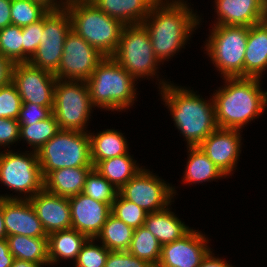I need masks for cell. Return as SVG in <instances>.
I'll return each instance as SVG.
<instances>
[{
	"instance_id": "obj_18",
	"label": "cell",
	"mask_w": 267,
	"mask_h": 267,
	"mask_svg": "<svg viewBox=\"0 0 267 267\" xmlns=\"http://www.w3.org/2000/svg\"><path fill=\"white\" fill-rule=\"evenodd\" d=\"M28 200L47 235L71 228L69 198L53 194L43 188Z\"/></svg>"
},
{
	"instance_id": "obj_41",
	"label": "cell",
	"mask_w": 267,
	"mask_h": 267,
	"mask_svg": "<svg viewBox=\"0 0 267 267\" xmlns=\"http://www.w3.org/2000/svg\"><path fill=\"white\" fill-rule=\"evenodd\" d=\"M146 261L141 260L128 251H109L104 267H149Z\"/></svg>"
},
{
	"instance_id": "obj_39",
	"label": "cell",
	"mask_w": 267,
	"mask_h": 267,
	"mask_svg": "<svg viewBox=\"0 0 267 267\" xmlns=\"http://www.w3.org/2000/svg\"><path fill=\"white\" fill-rule=\"evenodd\" d=\"M44 28V16L37 22L22 27L23 35V63H28L29 59L36 52L41 43V36Z\"/></svg>"
},
{
	"instance_id": "obj_12",
	"label": "cell",
	"mask_w": 267,
	"mask_h": 267,
	"mask_svg": "<svg viewBox=\"0 0 267 267\" xmlns=\"http://www.w3.org/2000/svg\"><path fill=\"white\" fill-rule=\"evenodd\" d=\"M118 193L123 198L137 204L147 213L160 211L169 205L171 206V200L176 195L175 188L152 174L150 170L143 168L124 184Z\"/></svg>"
},
{
	"instance_id": "obj_45",
	"label": "cell",
	"mask_w": 267,
	"mask_h": 267,
	"mask_svg": "<svg viewBox=\"0 0 267 267\" xmlns=\"http://www.w3.org/2000/svg\"><path fill=\"white\" fill-rule=\"evenodd\" d=\"M11 0H0V29L12 25Z\"/></svg>"
},
{
	"instance_id": "obj_14",
	"label": "cell",
	"mask_w": 267,
	"mask_h": 267,
	"mask_svg": "<svg viewBox=\"0 0 267 267\" xmlns=\"http://www.w3.org/2000/svg\"><path fill=\"white\" fill-rule=\"evenodd\" d=\"M56 81L53 73L29 63L13 64L11 82L17 88L22 103L53 107Z\"/></svg>"
},
{
	"instance_id": "obj_17",
	"label": "cell",
	"mask_w": 267,
	"mask_h": 267,
	"mask_svg": "<svg viewBox=\"0 0 267 267\" xmlns=\"http://www.w3.org/2000/svg\"><path fill=\"white\" fill-rule=\"evenodd\" d=\"M69 203L71 228L88 238L95 239L111 214V206L108 203L94 200L84 193L69 197Z\"/></svg>"
},
{
	"instance_id": "obj_43",
	"label": "cell",
	"mask_w": 267,
	"mask_h": 267,
	"mask_svg": "<svg viewBox=\"0 0 267 267\" xmlns=\"http://www.w3.org/2000/svg\"><path fill=\"white\" fill-rule=\"evenodd\" d=\"M13 63L0 54V87L8 85L12 80Z\"/></svg>"
},
{
	"instance_id": "obj_13",
	"label": "cell",
	"mask_w": 267,
	"mask_h": 267,
	"mask_svg": "<svg viewBox=\"0 0 267 267\" xmlns=\"http://www.w3.org/2000/svg\"><path fill=\"white\" fill-rule=\"evenodd\" d=\"M105 58L73 30L65 39L63 55L57 72V79L86 81L97 65Z\"/></svg>"
},
{
	"instance_id": "obj_37",
	"label": "cell",
	"mask_w": 267,
	"mask_h": 267,
	"mask_svg": "<svg viewBox=\"0 0 267 267\" xmlns=\"http://www.w3.org/2000/svg\"><path fill=\"white\" fill-rule=\"evenodd\" d=\"M94 238H89L82 246L75 261V267H104L109 251L103 244H94Z\"/></svg>"
},
{
	"instance_id": "obj_26",
	"label": "cell",
	"mask_w": 267,
	"mask_h": 267,
	"mask_svg": "<svg viewBox=\"0 0 267 267\" xmlns=\"http://www.w3.org/2000/svg\"><path fill=\"white\" fill-rule=\"evenodd\" d=\"M88 134L94 167L105 159L129 154L127 141L120 131L107 129L95 135L90 132Z\"/></svg>"
},
{
	"instance_id": "obj_33",
	"label": "cell",
	"mask_w": 267,
	"mask_h": 267,
	"mask_svg": "<svg viewBox=\"0 0 267 267\" xmlns=\"http://www.w3.org/2000/svg\"><path fill=\"white\" fill-rule=\"evenodd\" d=\"M49 9L35 0H11L12 25L24 27L39 21Z\"/></svg>"
},
{
	"instance_id": "obj_47",
	"label": "cell",
	"mask_w": 267,
	"mask_h": 267,
	"mask_svg": "<svg viewBox=\"0 0 267 267\" xmlns=\"http://www.w3.org/2000/svg\"><path fill=\"white\" fill-rule=\"evenodd\" d=\"M35 1L42 3L49 10H59L64 8V4L62 3V1L58 2L57 0H35Z\"/></svg>"
},
{
	"instance_id": "obj_9",
	"label": "cell",
	"mask_w": 267,
	"mask_h": 267,
	"mask_svg": "<svg viewBox=\"0 0 267 267\" xmlns=\"http://www.w3.org/2000/svg\"><path fill=\"white\" fill-rule=\"evenodd\" d=\"M111 57L135 80L156 76L157 66L160 64L154 54L149 34L142 24L124 26L118 47Z\"/></svg>"
},
{
	"instance_id": "obj_7",
	"label": "cell",
	"mask_w": 267,
	"mask_h": 267,
	"mask_svg": "<svg viewBox=\"0 0 267 267\" xmlns=\"http://www.w3.org/2000/svg\"><path fill=\"white\" fill-rule=\"evenodd\" d=\"M36 153L43 178L62 168L93 166L87 132L60 130Z\"/></svg>"
},
{
	"instance_id": "obj_40",
	"label": "cell",
	"mask_w": 267,
	"mask_h": 267,
	"mask_svg": "<svg viewBox=\"0 0 267 267\" xmlns=\"http://www.w3.org/2000/svg\"><path fill=\"white\" fill-rule=\"evenodd\" d=\"M53 107H42L33 103H22L18 122L20 125H32L48 118L52 114Z\"/></svg>"
},
{
	"instance_id": "obj_35",
	"label": "cell",
	"mask_w": 267,
	"mask_h": 267,
	"mask_svg": "<svg viewBox=\"0 0 267 267\" xmlns=\"http://www.w3.org/2000/svg\"><path fill=\"white\" fill-rule=\"evenodd\" d=\"M94 200L108 203L112 206L118 190L105 179L95 168L86 177L83 192Z\"/></svg>"
},
{
	"instance_id": "obj_31",
	"label": "cell",
	"mask_w": 267,
	"mask_h": 267,
	"mask_svg": "<svg viewBox=\"0 0 267 267\" xmlns=\"http://www.w3.org/2000/svg\"><path fill=\"white\" fill-rule=\"evenodd\" d=\"M161 243L145 226L134 229L132 240L128 248L135 257L157 266L161 255Z\"/></svg>"
},
{
	"instance_id": "obj_50",
	"label": "cell",
	"mask_w": 267,
	"mask_h": 267,
	"mask_svg": "<svg viewBox=\"0 0 267 267\" xmlns=\"http://www.w3.org/2000/svg\"><path fill=\"white\" fill-rule=\"evenodd\" d=\"M61 1L64 4V6H67L69 4L76 3V2H91L92 0H61Z\"/></svg>"
},
{
	"instance_id": "obj_21",
	"label": "cell",
	"mask_w": 267,
	"mask_h": 267,
	"mask_svg": "<svg viewBox=\"0 0 267 267\" xmlns=\"http://www.w3.org/2000/svg\"><path fill=\"white\" fill-rule=\"evenodd\" d=\"M267 69V19L249 27L244 77L261 79Z\"/></svg>"
},
{
	"instance_id": "obj_20",
	"label": "cell",
	"mask_w": 267,
	"mask_h": 267,
	"mask_svg": "<svg viewBox=\"0 0 267 267\" xmlns=\"http://www.w3.org/2000/svg\"><path fill=\"white\" fill-rule=\"evenodd\" d=\"M214 25L252 26L267 19L263 0H215Z\"/></svg>"
},
{
	"instance_id": "obj_16",
	"label": "cell",
	"mask_w": 267,
	"mask_h": 267,
	"mask_svg": "<svg viewBox=\"0 0 267 267\" xmlns=\"http://www.w3.org/2000/svg\"><path fill=\"white\" fill-rule=\"evenodd\" d=\"M240 131L217 127L198 145L225 176L231 175L237 167L242 145Z\"/></svg>"
},
{
	"instance_id": "obj_1",
	"label": "cell",
	"mask_w": 267,
	"mask_h": 267,
	"mask_svg": "<svg viewBox=\"0 0 267 267\" xmlns=\"http://www.w3.org/2000/svg\"><path fill=\"white\" fill-rule=\"evenodd\" d=\"M169 1L158 0L141 23L149 34L154 54L159 62L170 59L179 52L201 20L189 8L186 1Z\"/></svg>"
},
{
	"instance_id": "obj_3",
	"label": "cell",
	"mask_w": 267,
	"mask_h": 267,
	"mask_svg": "<svg viewBox=\"0 0 267 267\" xmlns=\"http://www.w3.org/2000/svg\"><path fill=\"white\" fill-rule=\"evenodd\" d=\"M159 83L162 99L168 105L174 124L186 138L187 146H198L218 127L213 98L204 100L193 90L163 80Z\"/></svg>"
},
{
	"instance_id": "obj_49",
	"label": "cell",
	"mask_w": 267,
	"mask_h": 267,
	"mask_svg": "<svg viewBox=\"0 0 267 267\" xmlns=\"http://www.w3.org/2000/svg\"><path fill=\"white\" fill-rule=\"evenodd\" d=\"M42 266H43L42 264H37L34 262L15 258L11 267H42Z\"/></svg>"
},
{
	"instance_id": "obj_48",
	"label": "cell",
	"mask_w": 267,
	"mask_h": 267,
	"mask_svg": "<svg viewBox=\"0 0 267 267\" xmlns=\"http://www.w3.org/2000/svg\"><path fill=\"white\" fill-rule=\"evenodd\" d=\"M7 237L3 216V199L0 198V240Z\"/></svg>"
},
{
	"instance_id": "obj_51",
	"label": "cell",
	"mask_w": 267,
	"mask_h": 267,
	"mask_svg": "<svg viewBox=\"0 0 267 267\" xmlns=\"http://www.w3.org/2000/svg\"><path fill=\"white\" fill-rule=\"evenodd\" d=\"M263 2H264L265 10H266V13H267V0H263Z\"/></svg>"
},
{
	"instance_id": "obj_44",
	"label": "cell",
	"mask_w": 267,
	"mask_h": 267,
	"mask_svg": "<svg viewBox=\"0 0 267 267\" xmlns=\"http://www.w3.org/2000/svg\"><path fill=\"white\" fill-rule=\"evenodd\" d=\"M14 256L10 252L6 238L0 240V267H11Z\"/></svg>"
},
{
	"instance_id": "obj_2",
	"label": "cell",
	"mask_w": 267,
	"mask_h": 267,
	"mask_svg": "<svg viewBox=\"0 0 267 267\" xmlns=\"http://www.w3.org/2000/svg\"><path fill=\"white\" fill-rule=\"evenodd\" d=\"M226 85L213 93L215 120L219 128L242 129L260 116L267 105V91L259 78H224Z\"/></svg>"
},
{
	"instance_id": "obj_36",
	"label": "cell",
	"mask_w": 267,
	"mask_h": 267,
	"mask_svg": "<svg viewBox=\"0 0 267 267\" xmlns=\"http://www.w3.org/2000/svg\"><path fill=\"white\" fill-rule=\"evenodd\" d=\"M111 214L128 226L136 229L144 226L147 212L134 202L123 198L119 193L111 206Z\"/></svg>"
},
{
	"instance_id": "obj_25",
	"label": "cell",
	"mask_w": 267,
	"mask_h": 267,
	"mask_svg": "<svg viewBox=\"0 0 267 267\" xmlns=\"http://www.w3.org/2000/svg\"><path fill=\"white\" fill-rule=\"evenodd\" d=\"M89 238L70 228L53 232L48 235L49 265L57 264L60 259H73L76 261L78 253Z\"/></svg>"
},
{
	"instance_id": "obj_23",
	"label": "cell",
	"mask_w": 267,
	"mask_h": 267,
	"mask_svg": "<svg viewBox=\"0 0 267 267\" xmlns=\"http://www.w3.org/2000/svg\"><path fill=\"white\" fill-rule=\"evenodd\" d=\"M158 0H92L91 2L111 18L124 25L141 24Z\"/></svg>"
},
{
	"instance_id": "obj_19",
	"label": "cell",
	"mask_w": 267,
	"mask_h": 267,
	"mask_svg": "<svg viewBox=\"0 0 267 267\" xmlns=\"http://www.w3.org/2000/svg\"><path fill=\"white\" fill-rule=\"evenodd\" d=\"M3 216L7 236L48 237L29 200L3 199Z\"/></svg>"
},
{
	"instance_id": "obj_8",
	"label": "cell",
	"mask_w": 267,
	"mask_h": 267,
	"mask_svg": "<svg viewBox=\"0 0 267 267\" xmlns=\"http://www.w3.org/2000/svg\"><path fill=\"white\" fill-rule=\"evenodd\" d=\"M92 107L86 81L57 79L52 114L60 130L87 132Z\"/></svg>"
},
{
	"instance_id": "obj_24",
	"label": "cell",
	"mask_w": 267,
	"mask_h": 267,
	"mask_svg": "<svg viewBox=\"0 0 267 267\" xmlns=\"http://www.w3.org/2000/svg\"><path fill=\"white\" fill-rule=\"evenodd\" d=\"M168 207L148 213L144 222V226L152 232L161 245L174 242L191 230Z\"/></svg>"
},
{
	"instance_id": "obj_6",
	"label": "cell",
	"mask_w": 267,
	"mask_h": 267,
	"mask_svg": "<svg viewBox=\"0 0 267 267\" xmlns=\"http://www.w3.org/2000/svg\"><path fill=\"white\" fill-rule=\"evenodd\" d=\"M249 27L214 25L206 51L223 78L244 77V58Z\"/></svg>"
},
{
	"instance_id": "obj_42",
	"label": "cell",
	"mask_w": 267,
	"mask_h": 267,
	"mask_svg": "<svg viewBox=\"0 0 267 267\" xmlns=\"http://www.w3.org/2000/svg\"><path fill=\"white\" fill-rule=\"evenodd\" d=\"M20 124L18 120L11 118H0V147L9 148V144H14L19 140ZM9 145V146H8Z\"/></svg>"
},
{
	"instance_id": "obj_15",
	"label": "cell",
	"mask_w": 267,
	"mask_h": 267,
	"mask_svg": "<svg viewBox=\"0 0 267 267\" xmlns=\"http://www.w3.org/2000/svg\"><path fill=\"white\" fill-rule=\"evenodd\" d=\"M208 239L191 229L182 238L162 245L158 267H198L211 251Z\"/></svg>"
},
{
	"instance_id": "obj_10",
	"label": "cell",
	"mask_w": 267,
	"mask_h": 267,
	"mask_svg": "<svg viewBox=\"0 0 267 267\" xmlns=\"http://www.w3.org/2000/svg\"><path fill=\"white\" fill-rule=\"evenodd\" d=\"M0 181L12 191L25 193L23 197L0 195L1 199L28 200L41 191L44 188V178L37 153L33 150L30 153H15L8 149L4 153L0 152Z\"/></svg>"
},
{
	"instance_id": "obj_11",
	"label": "cell",
	"mask_w": 267,
	"mask_h": 267,
	"mask_svg": "<svg viewBox=\"0 0 267 267\" xmlns=\"http://www.w3.org/2000/svg\"><path fill=\"white\" fill-rule=\"evenodd\" d=\"M71 30L70 15L65 8L49 10L44 15L41 43L28 63L55 74L63 55L65 39Z\"/></svg>"
},
{
	"instance_id": "obj_38",
	"label": "cell",
	"mask_w": 267,
	"mask_h": 267,
	"mask_svg": "<svg viewBox=\"0 0 267 267\" xmlns=\"http://www.w3.org/2000/svg\"><path fill=\"white\" fill-rule=\"evenodd\" d=\"M21 105V97L12 82L6 86L0 87V118L17 120Z\"/></svg>"
},
{
	"instance_id": "obj_29",
	"label": "cell",
	"mask_w": 267,
	"mask_h": 267,
	"mask_svg": "<svg viewBox=\"0 0 267 267\" xmlns=\"http://www.w3.org/2000/svg\"><path fill=\"white\" fill-rule=\"evenodd\" d=\"M189 154L183 182L202 183L226 177L224 173L207 157L199 146H188Z\"/></svg>"
},
{
	"instance_id": "obj_30",
	"label": "cell",
	"mask_w": 267,
	"mask_h": 267,
	"mask_svg": "<svg viewBox=\"0 0 267 267\" xmlns=\"http://www.w3.org/2000/svg\"><path fill=\"white\" fill-rule=\"evenodd\" d=\"M134 229L110 214L95 240H101L110 251H127Z\"/></svg>"
},
{
	"instance_id": "obj_22",
	"label": "cell",
	"mask_w": 267,
	"mask_h": 267,
	"mask_svg": "<svg viewBox=\"0 0 267 267\" xmlns=\"http://www.w3.org/2000/svg\"><path fill=\"white\" fill-rule=\"evenodd\" d=\"M94 166L62 168L44 177V189L61 197H72L84 190L86 177Z\"/></svg>"
},
{
	"instance_id": "obj_5",
	"label": "cell",
	"mask_w": 267,
	"mask_h": 267,
	"mask_svg": "<svg viewBox=\"0 0 267 267\" xmlns=\"http://www.w3.org/2000/svg\"><path fill=\"white\" fill-rule=\"evenodd\" d=\"M70 15L72 30L105 57H111L124 28L118 19L111 18L92 2H76L64 6Z\"/></svg>"
},
{
	"instance_id": "obj_32",
	"label": "cell",
	"mask_w": 267,
	"mask_h": 267,
	"mask_svg": "<svg viewBox=\"0 0 267 267\" xmlns=\"http://www.w3.org/2000/svg\"><path fill=\"white\" fill-rule=\"evenodd\" d=\"M60 131L57 120L53 114L48 118L32 125H20L19 139H22L37 152L45 143ZM24 138V139H23Z\"/></svg>"
},
{
	"instance_id": "obj_27",
	"label": "cell",
	"mask_w": 267,
	"mask_h": 267,
	"mask_svg": "<svg viewBox=\"0 0 267 267\" xmlns=\"http://www.w3.org/2000/svg\"><path fill=\"white\" fill-rule=\"evenodd\" d=\"M10 252L14 258L49 265L48 237H28L12 235L6 237Z\"/></svg>"
},
{
	"instance_id": "obj_28",
	"label": "cell",
	"mask_w": 267,
	"mask_h": 267,
	"mask_svg": "<svg viewBox=\"0 0 267 267\" xmlns=\"http://www.w3.org/2000/svg\"><path fill=\"white\" fill-rule=\"evenodd\" d=\"M133 160L130 154H125L100 161L94 168L119 190L142 169Z\"/></svg>"
},
{
	"instance_id": "obj_46",
	"label": "cell",
	"mask_w": 267,
	"mask_h": 267,
	"mask_svg": "<svg viewBox=\"0 0 267 267\" xmlns=\"http://www.w3.org/2000/svg\"><path fill=\"white\" fill-rule=\"evenodd\" d=\"M198 267H233L224 261L223 259H220L219 257H214L212 254V251H210L206 257L202 260L201 264Z\"/></svg>"
},
{
	"instance_id": "obj_34",
	"label": "cell",
	"mask_w": 267,
	"mask_h": 267,
	"mask_svg": "<svg viewBox=\"0 0 267 267\" xmlns=\"http://www.w3.org/2000/svg\"><path fill=\"white\" fill-rule=\"evenodd\" d=\"M0 54L13 64L23 63L22 27L9 25L0 29Z\"/></svg>"
},
{
	"instance_id": "obj_4",
	"label": "cell",
	"mask_w": 267,
	"mask_h": 267,
	"mask_svg": "<svg viewBox=\"0 0 267 267\" xmlns=\"http://www.w3.org/2000/svg\"><path fill=\"white\" fill-rule=\"evenodd\" d=\"M135 80L112 57H105L86 80L94 107L121 111L134 104Z\"/></svg>"
}]
</instances>
